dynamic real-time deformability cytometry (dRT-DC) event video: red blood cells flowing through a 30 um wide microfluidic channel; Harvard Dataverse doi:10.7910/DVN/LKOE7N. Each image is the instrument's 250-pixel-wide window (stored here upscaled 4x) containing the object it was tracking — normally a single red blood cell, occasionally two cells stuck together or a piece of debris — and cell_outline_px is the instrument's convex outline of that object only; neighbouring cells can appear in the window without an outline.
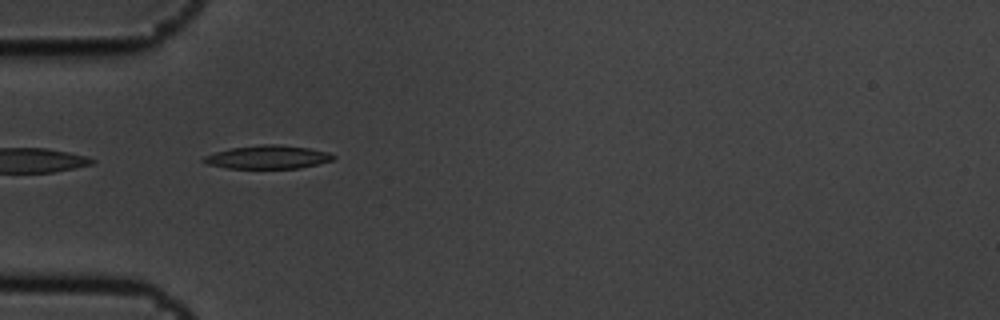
{"species": "common noctule bat (a hibernating species)", "species_latin": "Nyctalus noctula", "temperature_condition": "cold", "stored_images_in_passage": 7, "camera_frame_rate_fps": 3000, "um_per_image_px": 0.085, "animal": {"sex": "male", "body_mass_g": 19.5, "forearm_length_mm": 54.6}, "frame": {"image": 1, "passage_image": 5, "time_ms": 1.333, "image_size_px": [1000, 320], "cell_outline_px": [[336, 156], [332, 160], [300, 168], [228, 168], [208, 164], [200, 160], [204, 156], [216, 152], [232, 148], [260, 144], [276, 144], [308, 148], [328, 152]], "centroid_in_image_um": [22.75, 13.35], "position_along_channel_um": 62.3, "area_um2": 17.46}}
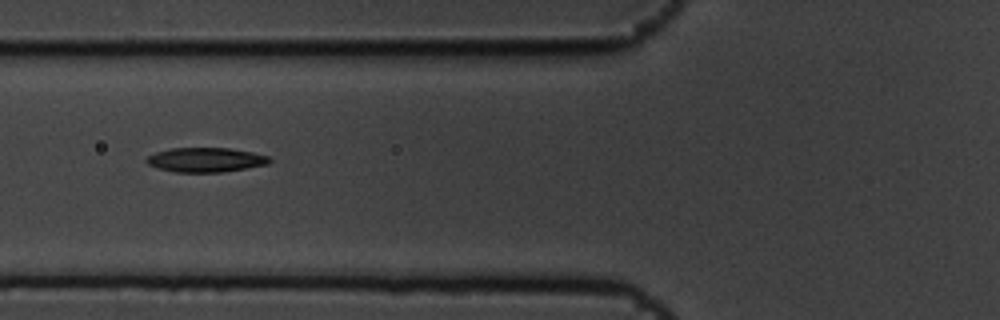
{"frame": {"image": 2, "passage_image": 6, "time_ms": 1.667, "image_size_px": [1000, 320], "cell_outline_px": [[272, 160], [268, 164], [224, 172], [176, 172], [156, 168], [148, 164], [144, 160], [148, 156], [156, 152], [168, 148], [228, 148], [252, 152], [268, 156]], "centroid_in_image_um": [17.46, 13.58], "position_along_channel_um": 108.3, "area_um2": 17.57}}
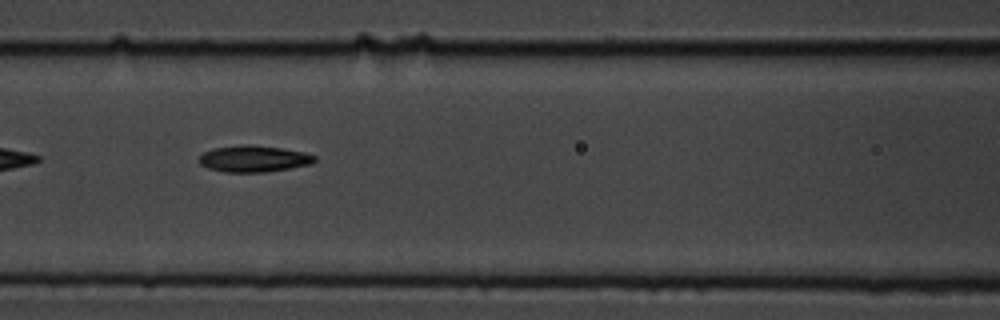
{"frame": {"image": 3, "passage_image": 7, "time_ms": 2.0, "image_size_px": [1000, 320], "cell_outline_px": [[316, 160], [312, 164], [264, 172], [224, 172], [208, 168], [200, 164], [196, 160], [204, 152], [212, 148], [240, 144], [252, 144], [280, 148], [304, 152], [316, 156]], "centroid_in_image_um": [21.53, 13.48], "position_along_channel_um": 145.1, "area_um2": 17.98}}